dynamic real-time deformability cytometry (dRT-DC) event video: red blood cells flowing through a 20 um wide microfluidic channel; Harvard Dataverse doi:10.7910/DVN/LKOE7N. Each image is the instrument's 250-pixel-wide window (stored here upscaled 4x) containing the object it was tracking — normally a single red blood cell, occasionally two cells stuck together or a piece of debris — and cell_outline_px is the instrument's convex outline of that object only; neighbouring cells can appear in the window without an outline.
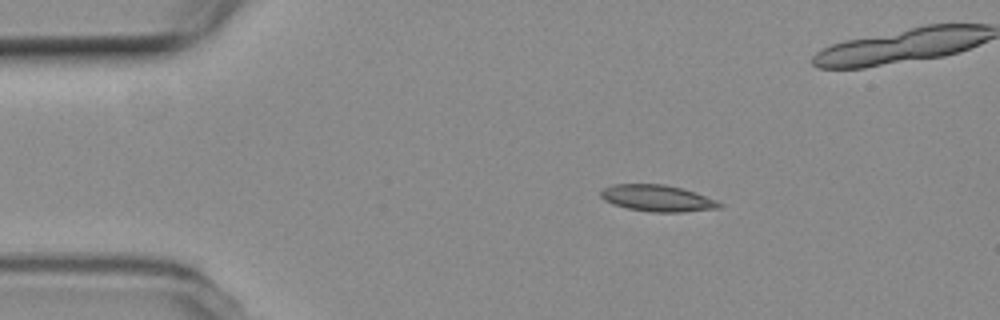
{"species": "common noctule bat (a hibernating species)", "species_latin": "Nyctalus noctula", "temperature_condition": "room temperature", "stored_images_in_passage": 54, "camera_frame_rate_fps": 3000, "um_per_image_px": 0.085, "animal": {"sex": "female", "body_mass_g": 19.3, "forearm_length_mm": 54.1}, "frame": {"image": 1, "passage_image": 9, "time_ms": 2.667, "image_size_px": [1000, 320], "cell_outline_px": [[724, 204], [720, 208], [684, 212], [652, 212], [628, 208], [612, 204], [604, 200], [600, 196], [600, 192], [604, 188], [612, 184], [664, 184], [680, 188], [716, 200]], "centroid_in_image_um": [55.85, 16.85], "position_along_channel_um": 29.1, "area_um2": 18.21}}
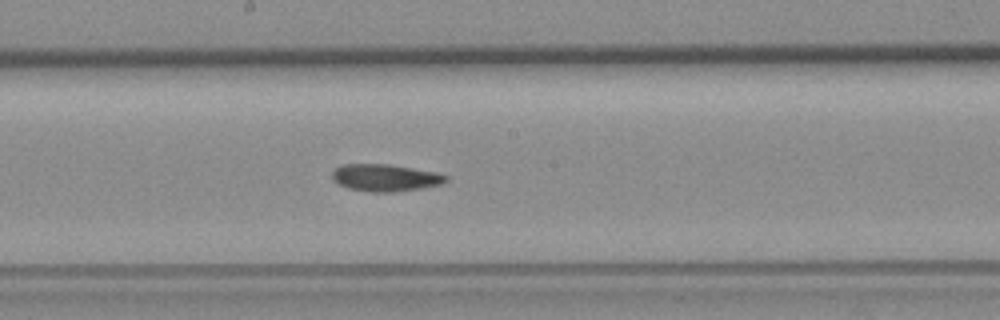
{"frame": {"image": 2, "passage_image": 28, "time_ms": 9.0, "image_size_px": [1000, 320], "cell_outline_px": [[448, 180], [440, 184], [420, 188], [392, 192], [372, 192], [348, 188], [332, 180], [332, 172], [336, 168], [344, 164], [388, 164], [436, 172], [448, 176]], "centroid_in_image_um": [32.73, 15.1], "position_along_channel_um": 215.5, "area_um2": 17.8}}
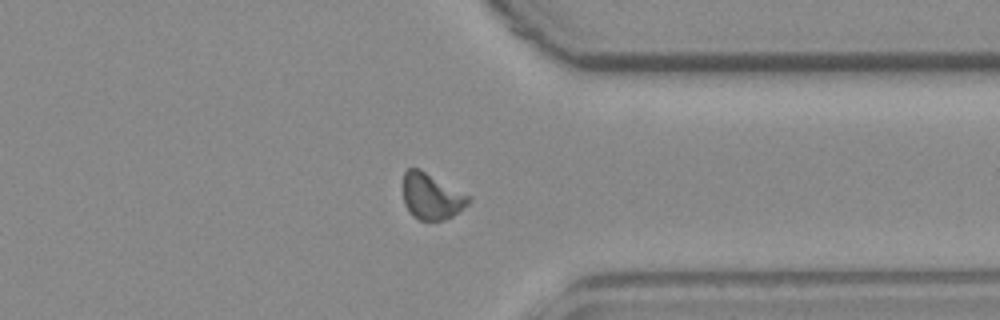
{"frame": {"image": 3, "passage_image": 41, "time_ms": 13.333, "image_size_px": [1000, 320], "cell_outline_px": [[472, 200], [464, 208], [452, 216], [440, 220], [420, 220], [412, 216], [408, 212], [404, 204], [404, 172], [408, 168], [420, 168], [472, 196]], "centroid_in_image_um": [36.7, 16.68], "position_along_channel_um": 374.7, "area_um2": 17.8}}